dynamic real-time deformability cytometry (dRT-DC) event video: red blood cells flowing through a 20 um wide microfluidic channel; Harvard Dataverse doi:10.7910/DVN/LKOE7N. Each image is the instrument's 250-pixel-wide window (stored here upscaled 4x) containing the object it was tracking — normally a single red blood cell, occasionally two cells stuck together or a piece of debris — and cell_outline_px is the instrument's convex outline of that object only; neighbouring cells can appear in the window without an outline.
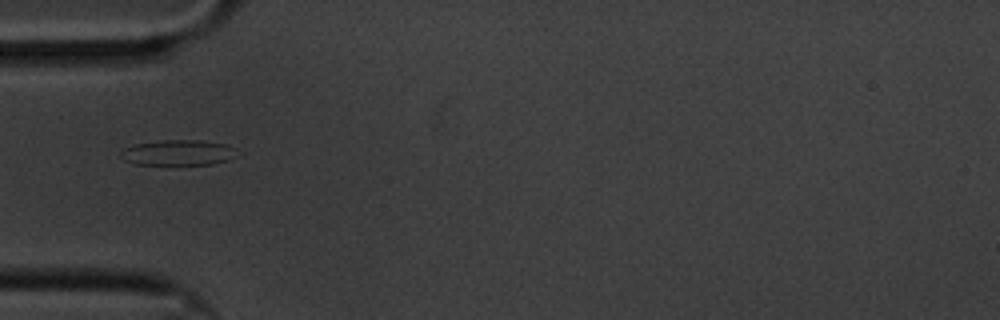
{"species": "common noctule bat (a hibernating species)", "species_latin": "Nyctalus noctula", "temperature_condition": "cold", "stored_images_in_passage": 42, "camera_frame_rate_fps": 3000, "um_per_image_px": 0.085, "animal": {"sex": "male", "body_mass_g": 20.1, "forearm_length_mm": 53.5}, "frame": {"image": 1, "passage_image": 1, "time_ms": 0.0, "image_size_px": [1000, 320], "cell_outline_px": [[236, 156], [228, 160], [212, 164], [136, 164], [124, 160], [120, 156], [120, 152], [124, 148], [136, 144], [160, 140], [200, 140], [224, 144], [236, 148]], "centroid_in_image_um": [15.14, 12.97], "position_along_channel_um": 69.9, "area_um2": 17.17}}
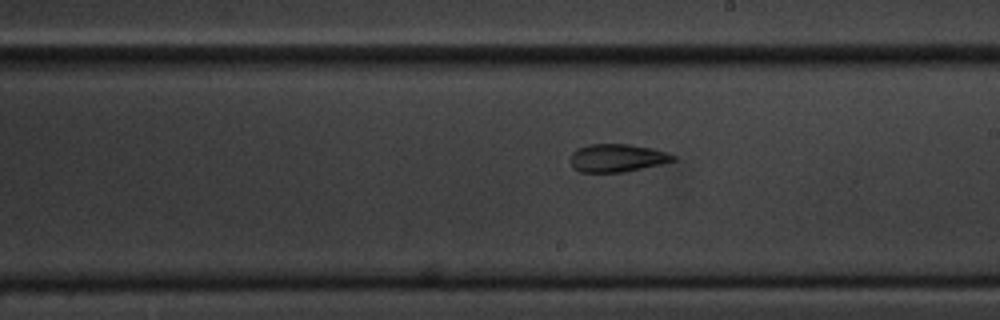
{"frame": {"image": 2, "passage_image": 16, "time_ms": 5.0, "image_size_px": [1000, 320], "cell_outline_px": [[676, 160], [664, 164], [624, 172], [580, 172], [572, 168], [572, 152], [576, 148], [588, 144], [628, 144], [652, 148], [668, 152], [676, 156]], "centroid_in_image_um": [52.49, 13.42], "position_along_channel_um": 236.5, "area_um2": 16.94}}
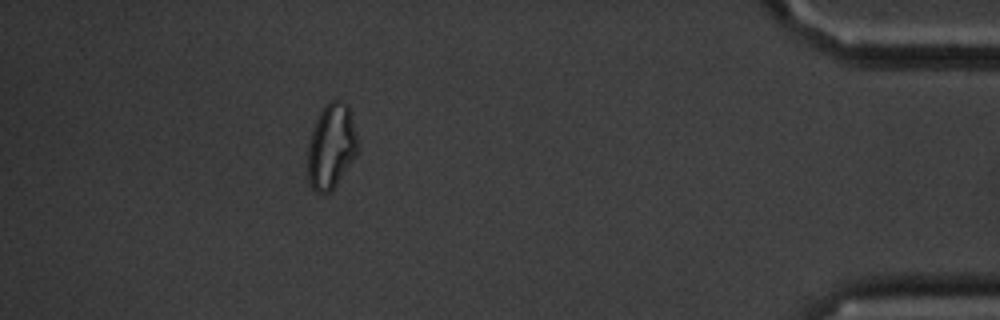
{"frame": {"image": 3, "passage_image": 36, "time_ms": 11.667, "image_size_px": [1000, 320], "cell_outline_px": [[356, 156], [336, 184], [328, 192], [316, 192], [312, 188], [308, 180], [308, 144], [316, 120], [320, 112], [332, 100], [340, 100], [348, 104], [356, 140]], "centroid_in_image_um": [28.13, 12.45], "position_along_channel_um": 407.1, "area_um2": 23.99}, "authors_computed_cell_mechanics": {"area_um2": 17.1377, "velocity_mm_per_s": 3.3263, "shape_relaxation_time_tau1_ms": null, "shape_relaxation_time_tau2_ms": 1.8195, "deformation_change_tau1": null, "deformation_change_tau2": 0.0658}}